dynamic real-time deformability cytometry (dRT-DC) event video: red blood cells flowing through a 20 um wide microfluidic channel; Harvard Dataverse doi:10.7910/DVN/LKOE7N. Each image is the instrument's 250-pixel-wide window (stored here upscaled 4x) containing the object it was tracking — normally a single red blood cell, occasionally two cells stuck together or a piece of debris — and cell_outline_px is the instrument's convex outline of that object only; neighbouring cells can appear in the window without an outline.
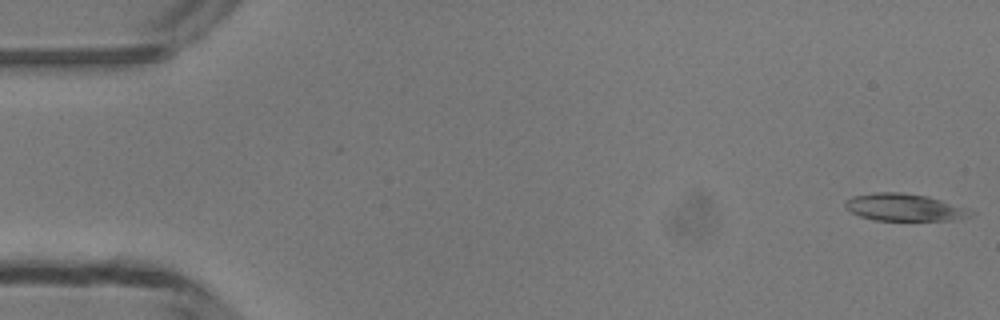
{"species": "common noctule bat (a hibernating species)", "species_latin": "Nyctalus noctula", "temperature_condition": "room temperature", "stored_images_in_passage": 14, "camera_frame_rate_fps": 3000, "um_per_image_px": 0.085, "animal": {"sex": "male", "body_mass_g": 13.3}, "frame": {"image": 1, "passage_image": 1, "time_ms": 0.0, "image_size_px": [1000, 320], "cell_outline_px": [[976, 212], [972, 216], [956, 220], [872, 220], [860, 216], [844, 208], [844, 200], [852, 196], [872, 192], [900, 192], [928, 196], [968, 208]], "centroid_in_image_um": [76.87, 17.62], "position_along_channel_um": 8.1, "area_um2": 20.23}}
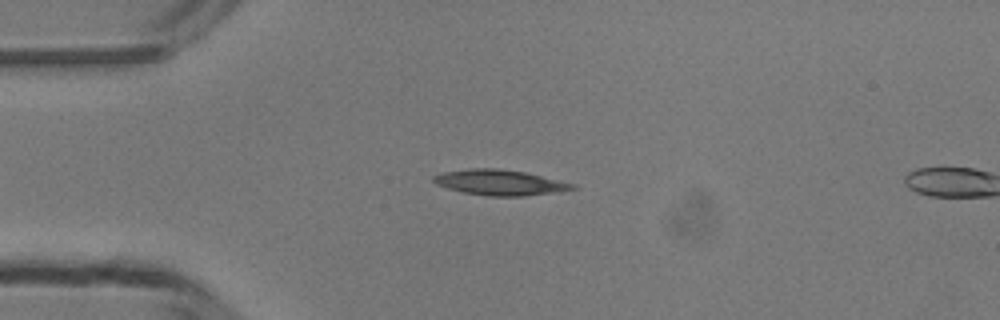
{"frame": {"image": 2, "passage_image": 12, "time_ms": 3.667, "image_size_px": [1000, 320], "cell_outline_px": [[580, 188], [560, 192], [524, 196], [488, 196], [464, 192], [448, 188], [436, 184], [432, 180], [432, 176], [444, 172], [468, 168], [496, 168], [524, 172], [576, 184]], "centroid_in_image_um": [42.53, 15.51], "position_along_channel_um": 42.5, "area_um2": 20.69}}